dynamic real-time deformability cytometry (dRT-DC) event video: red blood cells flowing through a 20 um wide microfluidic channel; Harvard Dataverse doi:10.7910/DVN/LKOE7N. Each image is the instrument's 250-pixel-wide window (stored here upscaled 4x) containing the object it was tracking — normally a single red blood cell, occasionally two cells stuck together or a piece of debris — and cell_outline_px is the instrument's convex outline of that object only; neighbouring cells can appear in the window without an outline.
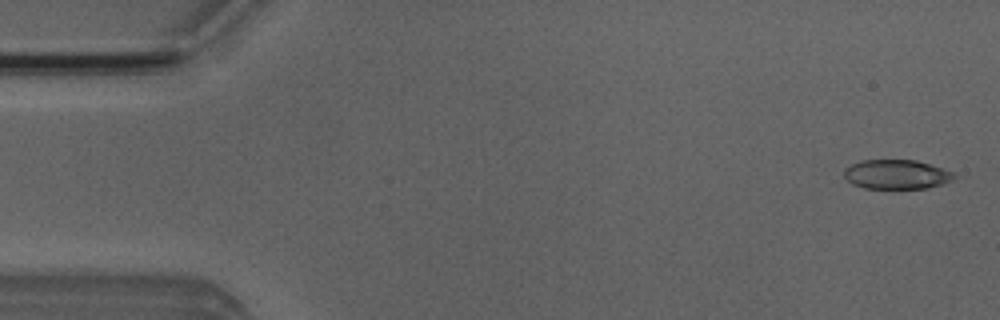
{"species": "Egyptian fruit bat (a non-hibernating species)", "species_latin": "Rousettus aegyptiacus", "temperature_condition": "room temperature", "stored_images_in_passage": 5, "camera_frame_rate_fps": 3000, "um_per_image_px": 0.085, "animal": {"sex": "male"}, "frame": {"image": 1, "passage_image": 1, "time_ms": 0.0, "image_size_px": [1000, 320], "cell_outline_px": [[956, 176], [952, 180], [944, 184], [924, 188], [864, 188], [852, 184], [844, 176], [844, 168], [860, 160], [916, 160], [952, 172]], "centroid_in_image_um": [76.17, 14.82], "position_along_channel_um": 8.8, "area_um2": 18.67}}
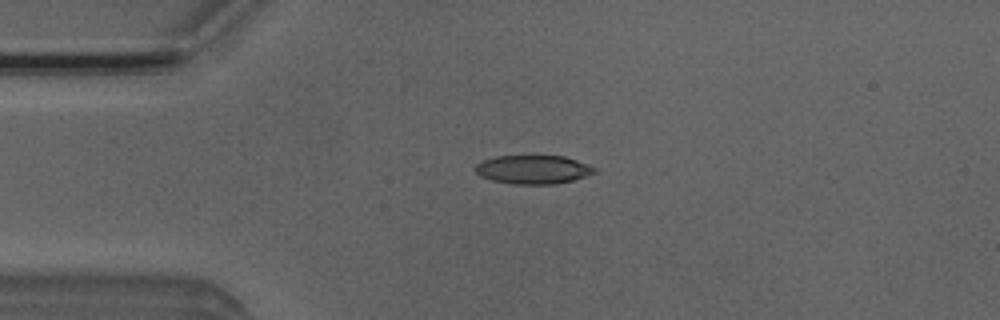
{"frame": {"image": 2, "passage_image": 4, "time_ms": 3.333, "image_size_px": [1000, 320], "cell_outline_px": [[596, 172], [572, 180], [556, 184], [512, 184], [492, 180], [480, 176], [472, 168], [476, 164], [484, 160], [496, 156], [564, 156], [588, 164], [596, 168]], "centroid_in_image_um": [45.28, 14.41], "position_along_channel_um": 39.7, "area_um2": 19.88}}